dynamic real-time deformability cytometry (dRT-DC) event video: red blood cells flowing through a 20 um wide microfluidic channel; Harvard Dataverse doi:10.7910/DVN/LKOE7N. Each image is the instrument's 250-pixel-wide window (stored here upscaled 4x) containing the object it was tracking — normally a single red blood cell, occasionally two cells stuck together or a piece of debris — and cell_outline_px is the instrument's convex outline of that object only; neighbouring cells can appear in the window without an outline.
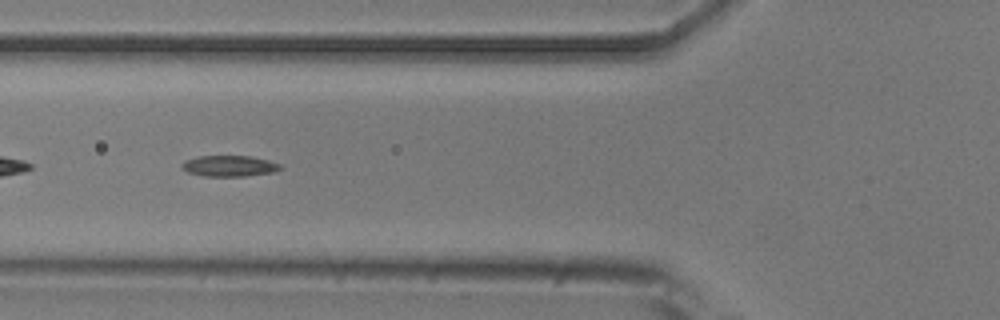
{"species": "common noctule bat (a hibernating species)", "species_latin": "Nyctalus noctula", "temperature_condition": "room temperature", "stored_images_in_passage": 8, "camera_frame_rate_fps": 3000, "um_per_image_px": 0.085, "animal": {"sex": "male", "body_mass_g": 20.5, "forearm_length_mm": 52.5}, "frame": {"image": 1, "passage_image": 6, "time_ms": 5.667, "image_size_px": [1000, 320], "cell_outline_px": [[280, 168], [272, 172], [244, 176], [204, 176], [188, 172], [180, 168], [180, 164], [184, 160], [196, 156], [252, 156], [268, 160], [280, 164]], "centroid_in_image_um": [19.41, 14.1], "position_along_channel_um": 106.4, "area_um2": 12.02}}
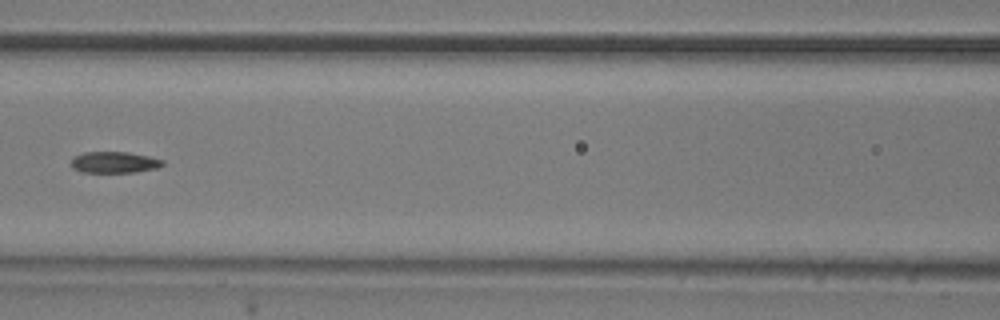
{"frame": {"image": 2, "passage_image": 7, "time_ms": 7.0, "image_size_px": [1000, 320], "cell_outline_px": [[164, 164], [156, 168], [132, 172], [80, 172], [72, 168], [72, 160], [76, 156], [84, 152], [128, 152], [148, 156], [164, 160]], "centroid_in_image_um": [9.71, 13.79], "position_along_channel_um": 156.9, "area_um2": 11.21}}
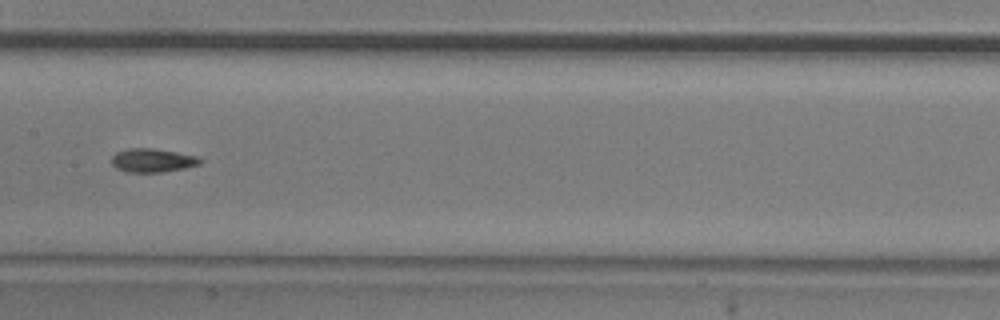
{"frame": {"image": 3, "passage_image": 8, "time_ms": 8.0, "image_size_px": [1000, 320], "cell_outline_px": [[204, 160], [200, 164], [184, 168], [160, 172], [128, 172], [116, 168], [112, 164], [112, 156], [116, 152], [128, 148], [152, 148], [176, 152], [196, 156]], "centroid_in_image_um": [12.96, 13.62], "position_along_channel_um": 194.4, "area_um2": 12.14}}